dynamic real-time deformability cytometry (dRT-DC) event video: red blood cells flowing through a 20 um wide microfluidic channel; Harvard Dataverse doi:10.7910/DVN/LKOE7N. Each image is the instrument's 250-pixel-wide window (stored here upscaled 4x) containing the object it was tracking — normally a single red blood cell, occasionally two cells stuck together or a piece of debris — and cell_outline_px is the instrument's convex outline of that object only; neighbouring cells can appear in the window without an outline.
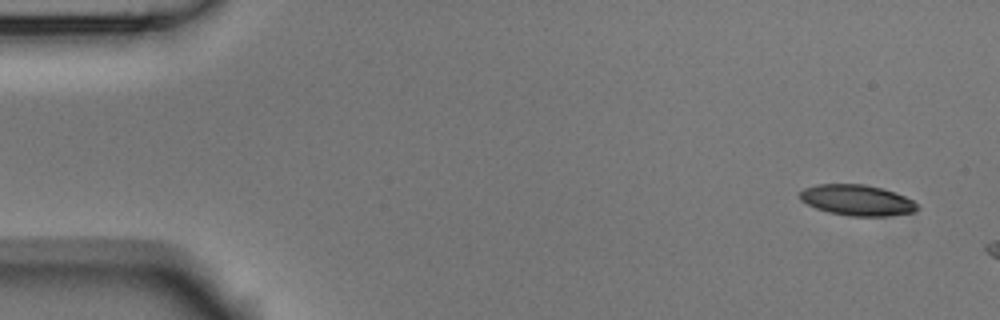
{"species": "Egyptian fruit bat (a non-hibernating species)", "species_latin": "Rousettus aegyptiacus", "temperature_condition": "room temperature", "stored_images_in_passage": 3, "camera_frame_rate_fps": 3000, "um_per_image_px": 0.085, "animal": {"sex": "male"}, "frame": {"image": 1, "passage_image": 1, "time_ms": 0.0, "image_size_px": [1000, 320], "cell_outline_px": [[920, 208], [912, 212], [888, 216], [848, 216], [828, 212], [816, 208], [800, 200], [800, 192], [804, 188], [816, 184], [864, 184], [896, 192], [912, 200]], "centroid_in_image_um": [72.83, 17.01], "position_along_channel_um": 12.2, "area_um2": 21.04}}